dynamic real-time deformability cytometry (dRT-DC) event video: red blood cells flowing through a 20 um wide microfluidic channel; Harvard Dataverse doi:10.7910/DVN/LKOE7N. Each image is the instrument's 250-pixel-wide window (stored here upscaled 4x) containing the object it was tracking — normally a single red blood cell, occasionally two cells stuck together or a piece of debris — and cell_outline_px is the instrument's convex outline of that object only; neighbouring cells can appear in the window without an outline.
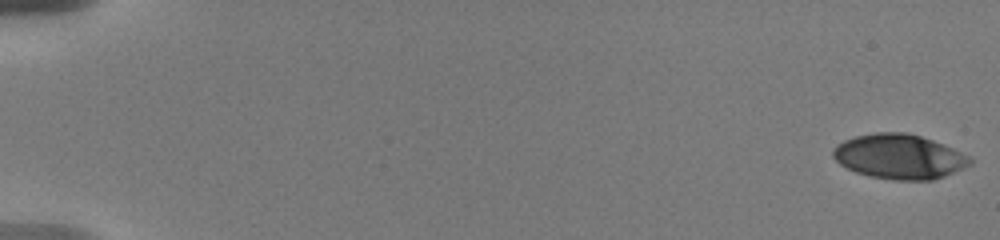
{"species": "human", "species_latin": "Homo sapiens", "temperature_condition": "warm", "stored_images_in_passage": 18, "camera_frame_rate_fps": 3000, "um_per_image_px": 0.085, "donor": {"sex": "male"}, "frame": {"image": 1, "passage_image": 1, "time_ms": 0.0, "image_size_px": [1000, 240], "cell_outline_px": [[972, 164], [964, 168], [944, 176], [932, 180], [892, 180], [868, 176], [856, 172], [840, 164], [832, 156], [832, 148], [836, 144], [844, 140], [856, 136], [876, 132], [908, 132], [944, 144], [972, 156]], "centroid_in_image_um": [76.45, 13.31], "position_along_channel_um": 8.6, "area_um2": 36.01}}